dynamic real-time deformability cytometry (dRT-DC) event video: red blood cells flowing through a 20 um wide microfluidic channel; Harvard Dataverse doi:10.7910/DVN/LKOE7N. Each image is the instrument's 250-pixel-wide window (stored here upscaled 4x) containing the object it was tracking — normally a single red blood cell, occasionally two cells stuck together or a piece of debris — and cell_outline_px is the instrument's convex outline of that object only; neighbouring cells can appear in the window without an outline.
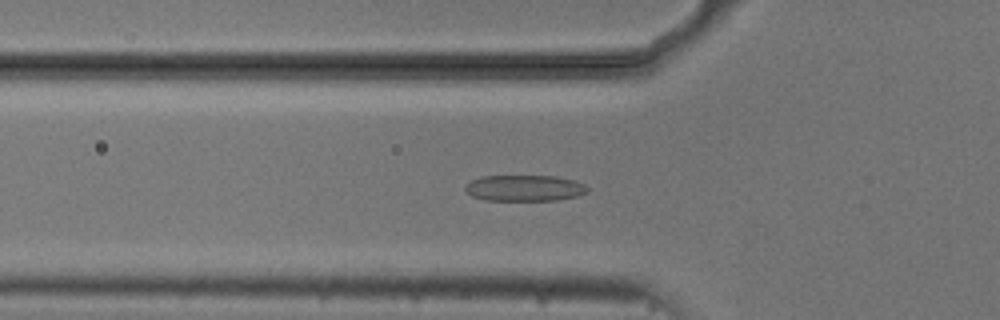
{"species": "common noctule bat (a hibernating species)", "species_latin": "Nyctalus noctula", "temperature_condition": "cold", "stored_images_in_passage": 18, "camera_frame_rate_fps": 3000, "um_per_image_px": 0.085, "animal": {"sex": "male", "body_mass_g": 20.5, "forearm_length_mm": 52.5}, "frame": {"image": 1, "passage_image": 3, "time_ms": 0.667, "image_size_px": [1000, 320], "cell_outline_px": [[588, 192], [580, 196], [556, 200], [484, 200], [472, 196], [464, 188], [472, 180], [480, 176], [556, 176], [576, 180], [584, 184], [588, 188]], "centroid_in_image_um": [44.64, 15.98], "position_along_channel_um": 81.2, "area_um2": 18.67}}
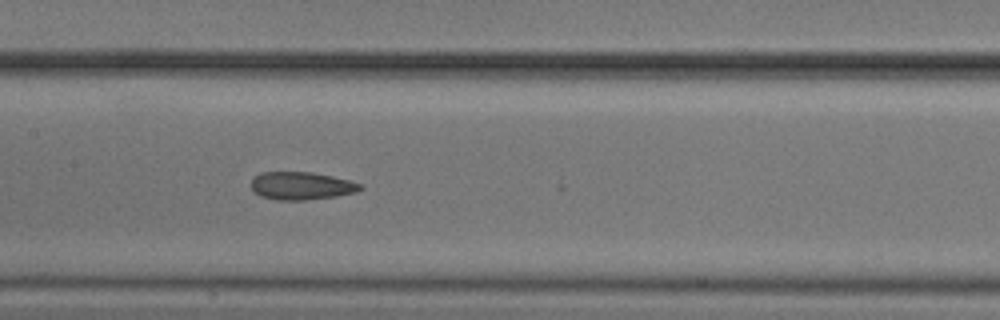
{"frame": {"image": 2, "passage_image": 11, "time_ms": 3.333, "image_size_px": [1000, 320], "cell_outline_px": [[364, 188], [356, 192], [336, 196], [304, 200], [276, 200], [260, 196], [252, 192], [252, 180], [260, 172], [312, 172], [332, 176], [364, 184]], "centroid_in_image_um": [25.63, 15.8], "position_along_channel_um": 181.8, "area_um2": 17.8}}
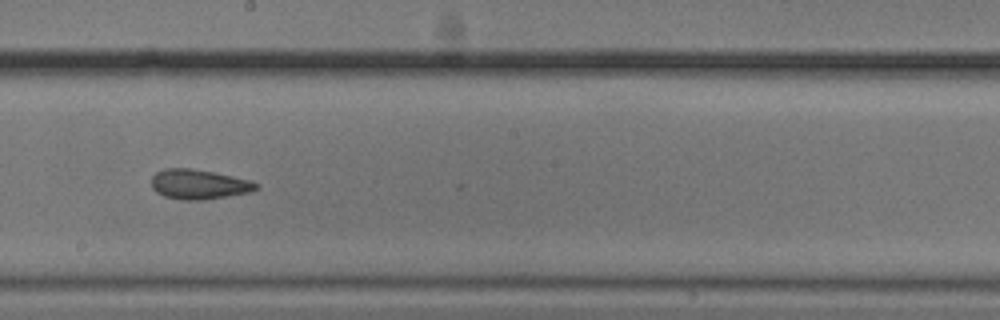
{"frame": {"image": 3, "passage_image": 15, "time_ms": 4.667, "image_size_px": [1000, 320], "cell_outline_px": [[260, 188], [248, 192], [204, 200], [184, 200], [164, 196], [156, 192], [152, 188], [152, 176], [156, 172], [164, 168], [192, 168], [212, 172], [248, 180], [260, 184]], "centroid_in_image_um": [16.87, 15.66], "position_along_channel_um": 231.3, "area_um2": 18.03}}